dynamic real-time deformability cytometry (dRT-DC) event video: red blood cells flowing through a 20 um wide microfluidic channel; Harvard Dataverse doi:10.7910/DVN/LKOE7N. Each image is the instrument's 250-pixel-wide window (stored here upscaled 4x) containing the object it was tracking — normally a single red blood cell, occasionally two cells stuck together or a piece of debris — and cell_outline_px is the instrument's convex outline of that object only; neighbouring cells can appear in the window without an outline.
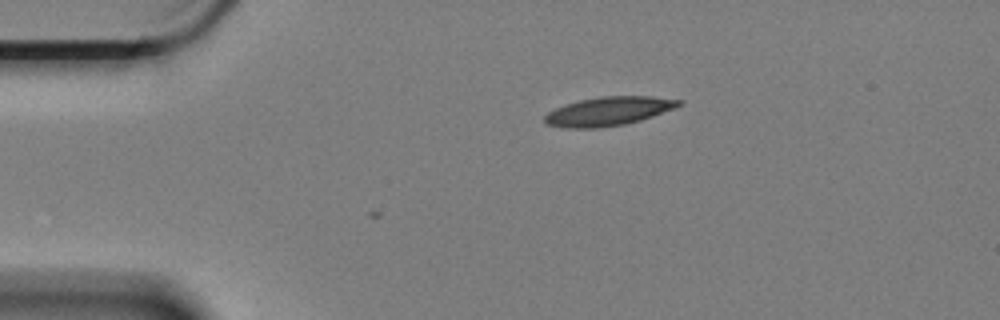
{"species": "Egyptian fruit bat (a non-hibernating species)", "species_latin": "Rousettus aegyptiacus", "temperature_condition": "cold", "stored_images_in_passage": 2, "camera_frame_rate_fps": 3000, "um_per_image_px": 0.085, "animal": {"sex": "female"}, "frame": {"image": 1, "passage_image": 2, "time_ms": 0.333, "image_size_px": [1000, 320], "cell_outline_px": [[684, 104], [652, 116], [640, 120], [624, 124], [600, 128], [564, 128], [548, 124], [544, 120], [544, 116], [548, 112], [564, 104], [580, 100], [600, 96], [652, 96], [684, 100]], "centroid_in_image_um": [51.73, 9.45], "position_along_channel_um": 33.3, "area_um2": 22.54}}